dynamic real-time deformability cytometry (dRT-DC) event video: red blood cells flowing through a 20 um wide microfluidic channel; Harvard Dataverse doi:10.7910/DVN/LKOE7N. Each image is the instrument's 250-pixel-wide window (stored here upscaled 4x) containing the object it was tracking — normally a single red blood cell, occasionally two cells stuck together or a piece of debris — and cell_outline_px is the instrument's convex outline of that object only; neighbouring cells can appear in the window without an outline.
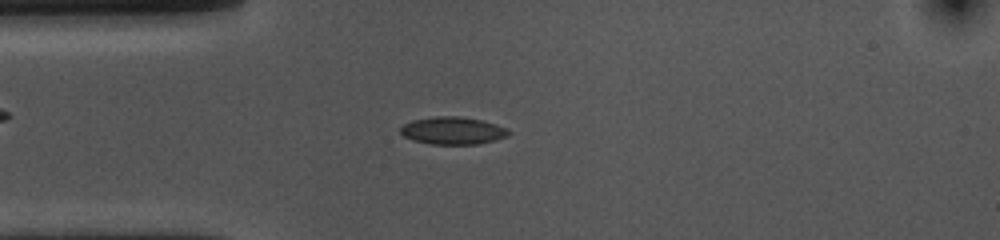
{"species": "common noctule bat (a hibernating species)", "species_latin": "Nyctalus noctula", "temperature_condition": "cold", "stored_images_in_passage": 54, "camera_frame_rate_fps": 3000, "um_per_image_px": 0.085, "animal": {"sex": "female", "body_mass_g": 10.0, "forearm_length_mm": 53.1}, "frame": {"image": 1, "passage_image": 12, "time_ms": 3.667, "image_size_px": [1000, 240], "cell_outline_px": [[512, 132], [508, 136], [496, 140], [476, 144], [432, 144], [412, 140], [404, 136], [400, 132], [400, 128], [404, 124], [412, 120], [436, 116], [460, 116], [480, 120], [496, 124], [508, 128]], "centroid_in_image_um": [38.51, 11.1], "position_along_channel_um": 46.5, "area_um2": 17.4}}
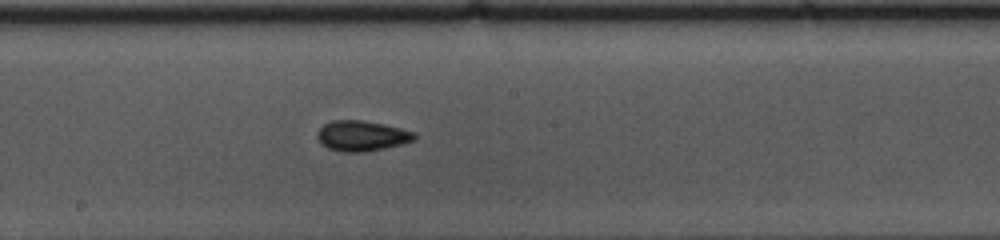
{"frame": {"image": 2, "passage_image": 27, "time_ms": 8.667, "image_size_px": [1000, 240], "cell_outline_px": [[416, 140], [384, 148], [364, 152], [340, 152], [328, 148], [320, 144], [316, 136], [316, 132], [324, 124], [332, 120], [364, 120], [384, 124], [416, 132]], "centroid_in_image_um": [30.73, 11.54], "position_along_channel_um": 217.5, "area_um2": 17.4}}
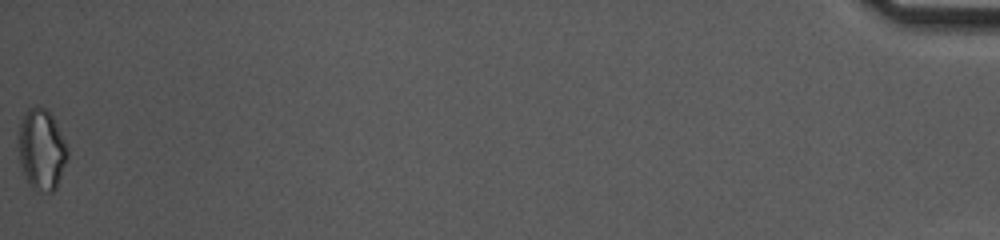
{"frame": {"image": 3, "passage_image": 54, "time_ms": 17.667, "image_size_px": [1000, 240], "cell_outline_px": [[68, 160], [56, 188], [52, 192], [36, 192], [28, 184], [24, 176], [20, 164], [20, 120], [24, 112], [28, 108], [36, 104], [44, 108], [52, 116], [68, 148]], "centroid_in_image_um": [3.54, 12.74], "position_along_channel_um": 431.7, "area_um2": 23.24}, "authors_computed_cell_mechanics": {"area_um2": 16.9643, "velocity_mm_per_s": 3.5776, "shape_relaxation_time_tau1_ms": null, "shape_relaxation_time_tau2_ms": 5.5696, "deformation_change_tau1": null, "deformation_change_tau2": 0.1067}}